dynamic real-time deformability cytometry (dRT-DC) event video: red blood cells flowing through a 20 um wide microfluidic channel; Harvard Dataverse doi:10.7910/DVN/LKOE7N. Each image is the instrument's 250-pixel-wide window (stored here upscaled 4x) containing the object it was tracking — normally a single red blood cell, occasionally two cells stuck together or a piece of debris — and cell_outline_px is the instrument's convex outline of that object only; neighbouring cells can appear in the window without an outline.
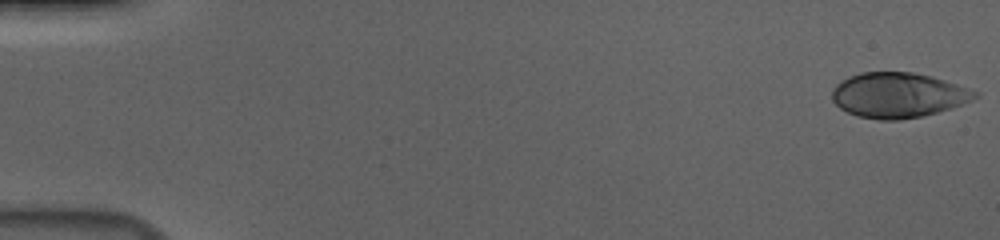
{"species": "human", "species_latin": "Homo sapiens", "temperature_condition": "cold", "stored_images_in_passage": 56, "camera_frame_rate_fps": 3000, "um_per_image_px": 0.085, "donor": {"sex": "male"}, "frame": {"image": 1, "passage_image": 1, "time_ms": 0.0, "image_size_px": [1000, 240], "cell_outline_px": [[980, 96], [972, 100], [936, 112], [920, 116], [900, 120], [880, 120], [856, 116], [840, 108], [832, 100], [832, 88], [836, 84], [860, 72], [912, 72], [944, 80], [980, 92]], "centroid_in_image_um": [76.32, 8.09], "position_along_channel_um": 8.7, "area_um2": 37.22}}
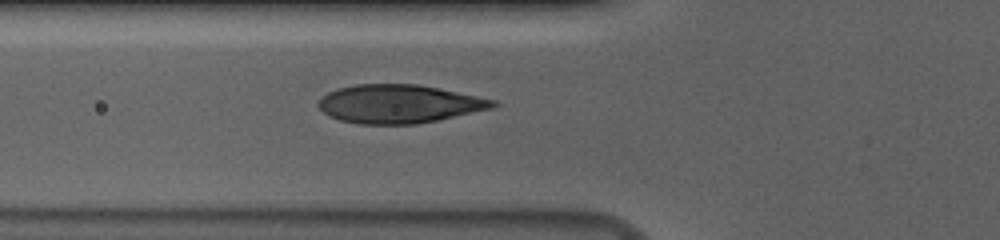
{"frame": {"image": 2, "passage_image": 21, "time_ms": 6.667, "image_size_px": [1000, 240], "cell_outline_px": [[500, 104], [496, 108], [416, 124], [360, 124], [340, 120], [324, 112], [316, 104], [328, 92], [336, 88], [356, 84], [416, 84], [440, 88], [496, 100]], "centroid_in_image_um": [33.96, 8.82], "position_along_channel_um": 91.8, "area_um2": 39.13}}
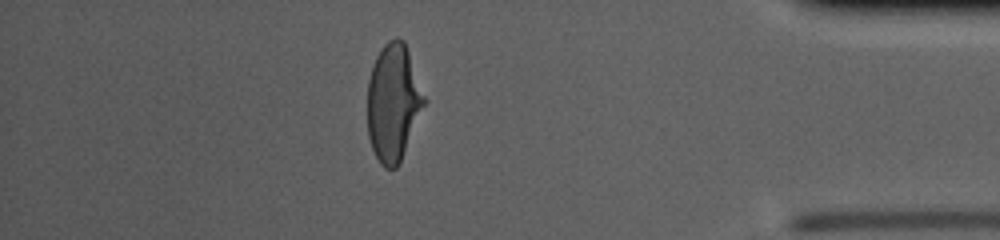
{"frame": {"image": 3, "passage_image": 49, "time_ms": 16.0, "image_size_px": [1000, 240], "cell_outline_px": [[428, 100], [400, 160], [396, 168], [384, 168], [380, 164], [372, 148], [368, 136], [368, 80], [376, 56], [384, 44], [388, 40], [396, 36], [404, 40]], "centroid_in_image_um": [33.45, 8.68], "position_along_channel_um": 401.7, "area_um2": 38.96}, "authors_computed_cell_mechanics": {"area_um2": 39.1595, "velocity_mm_per_s": 3.693, "shape_relaxation_time_tau1_ms": 5.2782, "shape_relaxation_time_tau2_ms": null, "deformation_change_tau1": 0.2165, "deformation_change_tau2": null}}